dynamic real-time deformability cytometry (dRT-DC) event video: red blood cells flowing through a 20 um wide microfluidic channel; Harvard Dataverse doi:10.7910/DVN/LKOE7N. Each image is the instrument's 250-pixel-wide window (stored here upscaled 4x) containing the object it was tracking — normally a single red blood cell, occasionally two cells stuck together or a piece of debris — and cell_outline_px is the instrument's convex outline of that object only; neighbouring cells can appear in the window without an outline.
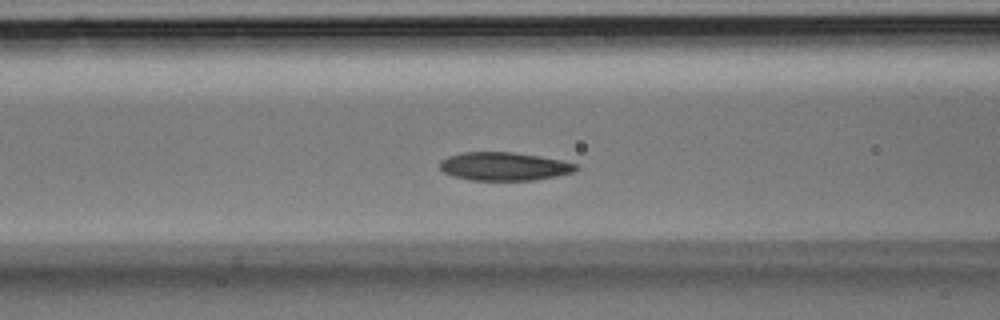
{"species": "Egyptian fruit bat (a non-hibernating species)", "species_latin": "Rousettus aegyptiacus", "temperature_condition": "room temperature", "stored_images_in_passage": 26, "camera_frame_rate_fps": 3000, "um_per_image_px": 0.085, "animal": {"sex": "male"}, "frame": {"image": 1, "passage_image": 4, "time_ms": 1.0, "image_size_px": [1000, 320], "cell_outline_px": [[580, 168], [572, 172], [556, 176], [536, 180], [472, 180], [452, 176], [444, 172], [440, 168], [440, 160], [448, 156], [460, 152], [512, 152], [540, 156], [560, 160], [576, 164]], "centroid_in_image_um": [42.83, 14.14], "position_along_channel_um": 123.8, "area_um2": 22.48}}
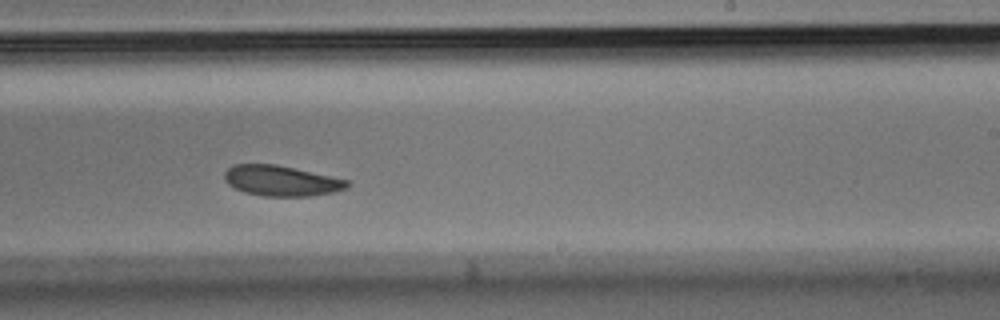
{"frame": {"image": 2, "passage_image": 12, "time_ms": 3.667, "image_size_px": [1000, 320], "cell_outline_px": [[352, 184], [348, 188], [336, 192], [308, 196], [264, 196], [244, 192], [228, 184], [224, 180], [224, 172], [232, 164], [276, 164], [348, 180]], "centroid_in_image_um": [23.92, 15.36], "position_along_channel_um": 265.1, "area_um2": 21.85}}
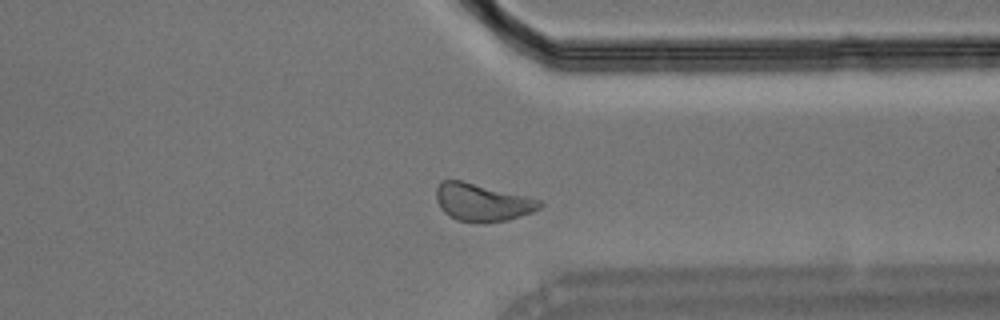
{"frame": {"image": 3, "passage_image": 18, "time_ms": 5.667, "image_size_px": [1000, 320], "cell_outline_px": [[544, 204], [540, 208], [532, 212], [508, 220], [484, 224], [456, 220], [448, 216], [440, 208], [436, 200], [436, 188], [440, 180], [460, 180], [528, 196], [540, 200]], "centroid_in_image_um": [40.97, 17.21], "position_along_channel_um": 370.4, "area_um2": 23.0}}